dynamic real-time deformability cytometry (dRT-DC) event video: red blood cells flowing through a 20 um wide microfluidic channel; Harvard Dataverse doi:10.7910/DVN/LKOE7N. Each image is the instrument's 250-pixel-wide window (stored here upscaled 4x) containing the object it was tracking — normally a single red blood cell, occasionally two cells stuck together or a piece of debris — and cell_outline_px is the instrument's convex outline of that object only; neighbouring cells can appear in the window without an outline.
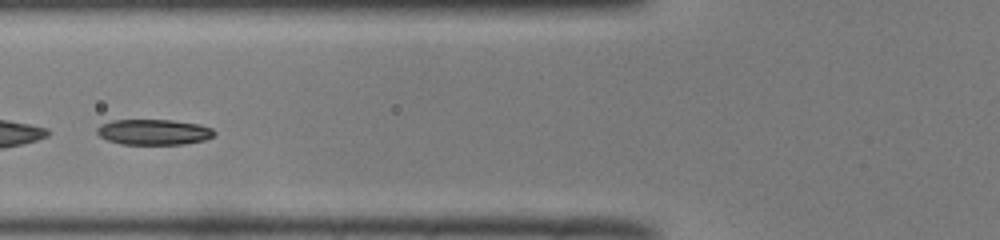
{"species": "common noctule bat (a hibernating species)", "species_latin": "Nyctalus noctula", "temperature_condition": "room temperature", "stored_images_in_passage": 44, "segment_of_instrument_passage": [2, 2], "camera_frame_rate_fps": 3000, "um_per_image_px": 0.085, "animal": {"sex": "male", "body_mass_g": 19.0, "forearm_length_mm": 50.8}, "frame": {"image": 1, "passage_image": 14, "time_ms": 4.333, "image_size_px": [1000, 240], "cell_outline_px": [[216, 132], [212, 136], [204, 140], [184, 144], [120, 144], [108, 140], [100, 136], [96, 132], [96, 128], [100, 124], [112, 120], [172, 120], [200, 124], [212, 128]], "centroid_in_image_um": [13.05, 11.22], "position_along_channel_um": 112.7, "area_um2": 17.51}}
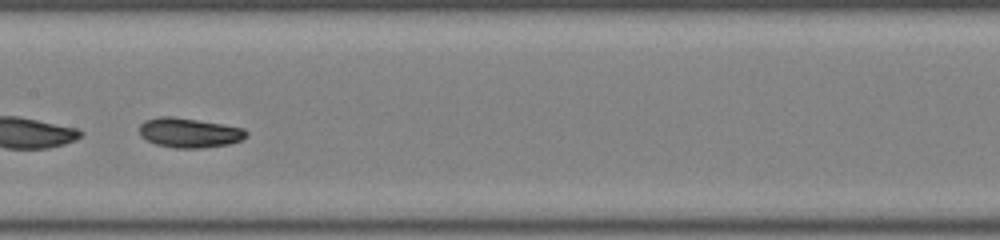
{"frame": {"image": 2, "passage_image": 20, "time_ms": 6.333, "image_size_px": [1000, 240], "cell_outline_px": [[248, 136], [240, 140], [228, 144], [204, 148], [176, 148], [156, 144], [140, 136], [140, 124], [144, 120], [160, 116], [172, 116], [224, 124], [244, 128], [248, 132]], "centroid_in_image_um": [16.1, 11.27], "position_along_channel_um": 191.3, "area_um2": 18.55}}
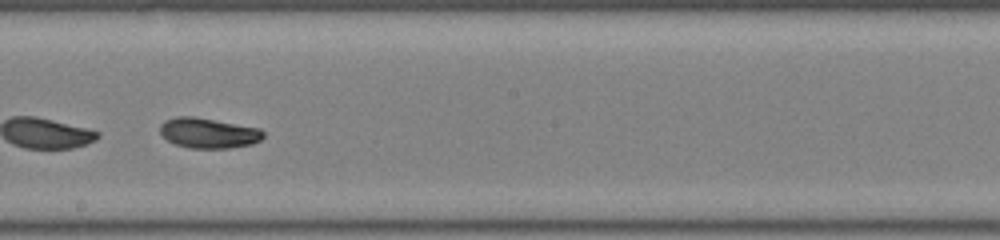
{"frame": {"image": 3, "passage_image": 23, "time_ms": 7.333, "image_size_px": [1000, 240], "cell_outline_px": [[264, 136], [260, 140], [252, 144], [228, 148], [188, 148], [176, 144], [168, 140], [160, 132], [160, 124], [164, 120], [176, 116], [192, 116], [260, 128], [264, 132]], "centroid_in_image_um": [17.71, 11.3], "position_along_channel_um": 230.5, "area_um2": 18.15}}